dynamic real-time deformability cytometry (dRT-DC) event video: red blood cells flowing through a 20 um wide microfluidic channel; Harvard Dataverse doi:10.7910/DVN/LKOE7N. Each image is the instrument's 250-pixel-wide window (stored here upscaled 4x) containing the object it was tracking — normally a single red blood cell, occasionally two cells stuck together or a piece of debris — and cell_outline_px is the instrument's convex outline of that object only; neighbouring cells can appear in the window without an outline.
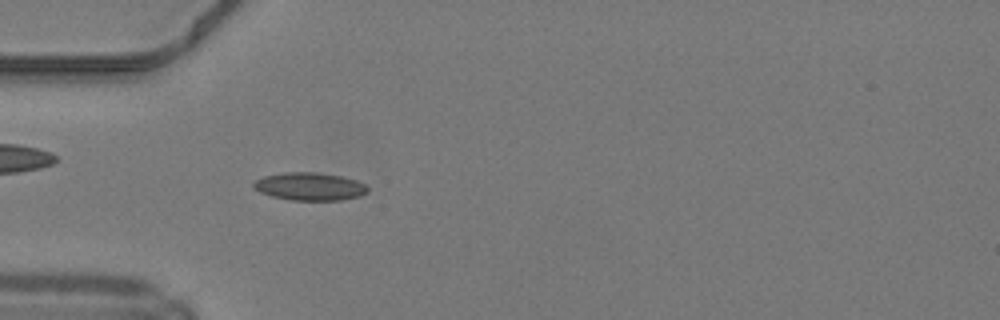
{"species": "common noctule bat (a hibernating species)", "species_latin": "Nyctalus noctula", "temperature_condition": "warm", "stored_images_in_passage": 49, "camera_frame_rate_fps": 3000, "um_per_image_px": 0.085, "animal": {"sex": "male", "body_mass_g": 19.2, "forearm_length_mm": 51.8}, "frame": {"image": 1, "passage_image": 15, "time_ms": 4.667, "image_size_px": [1000, 320], "cell_outline_px": [[368, 192], [360, 196], [340, 200], [292, 200], [272, 196], [260, 192], [252, 188], [252, 184], [256, 180], [264, 176], [284, 172], [316, 172], [340, 176], [356, 180], [364, 184], [368, 188]], "centroid_in_image_um": [26.31, 15.85], "position_along_channel_um": 58.7, "area_um2": 18.5}}
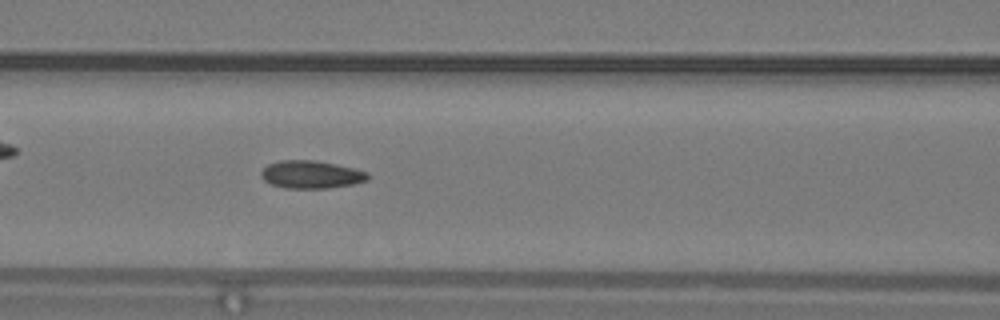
{"frame": {"image": 2, "passage_image": 21, "time_ms": 6.667, "image_size_px": [1000, 320], "cell_outline_px": [[368, 180], [352, 184], [328, 188], [284, 188], [272, 184], [264, 180], [260, 176], [260, 172], [268, 164], [280, 160], [316, 160], [356, 168], [368, 172]], "centroid_in_image_um": [26.45, 14.82], "position_along_channel_um": 140.2, "area_um2": 17.34}}
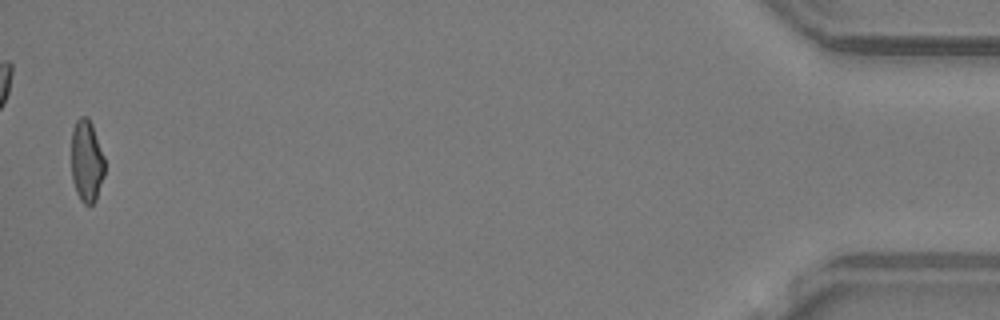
{"frame": {"image": 3, "passage_image": 48, "time_ms": 15.667, "image_size_px": [1000, 320], "cell_outline_px": [[104, 176], [96, 200], [92, 204], [84, 204], [80, 200], [76, 192], [72, 180], [72, 132], [76, 120], [80, 116], [88, 116], [92, 124], [104, 156]], "centroid_in_image_um": [7.37, 13.69], "position_along_channel_um": 427.8, "area_um2": 16.01}, "authors_computed_cell_mechanics": {"area_um2": 16.762, "velocity_mm_per_s": 4.2408, "shape_relaxation_time_tau1_ms": null, "shape_relaxation_time_tau2_ms": 2.2433, "deformation_change_tau1": null, "deformation_change_tau2": 0.0871}}